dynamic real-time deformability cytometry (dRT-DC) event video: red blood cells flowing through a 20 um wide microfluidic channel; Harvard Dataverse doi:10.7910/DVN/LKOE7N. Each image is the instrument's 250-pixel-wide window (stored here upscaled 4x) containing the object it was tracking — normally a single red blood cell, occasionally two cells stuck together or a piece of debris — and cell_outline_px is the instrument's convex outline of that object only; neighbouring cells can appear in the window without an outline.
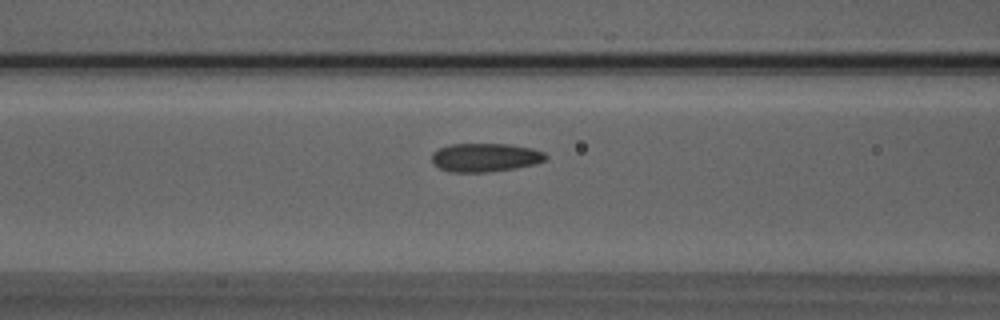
{"species": "Egyptian fruit bat (a non-hibernating species)", "species_latin": "Rousettus aegyptiacus", "temperature_condition": "room temperature", "stored_images_in_passage": 39, "camera_frame_rate_fps": 3000, "um_per_image_px": 0.085, "animal": {"sex": "male"}, "frame": {"image": 1, "passage_image": 8, "time_ms": 2.333, "image_size_px": [1000, 320], "cell_outline_px": [[548, 156], [544, 160], [536, 164], [516, 168], [484, 172], [448, 172], [432, 164], [432, 152], [448, 144], [508, 144], [532, 148], [544, 152]], "centroid_in_image_um": [41.22, 13.38], "position_along_channel_um": 125.4, "area_um2": 19.07}}
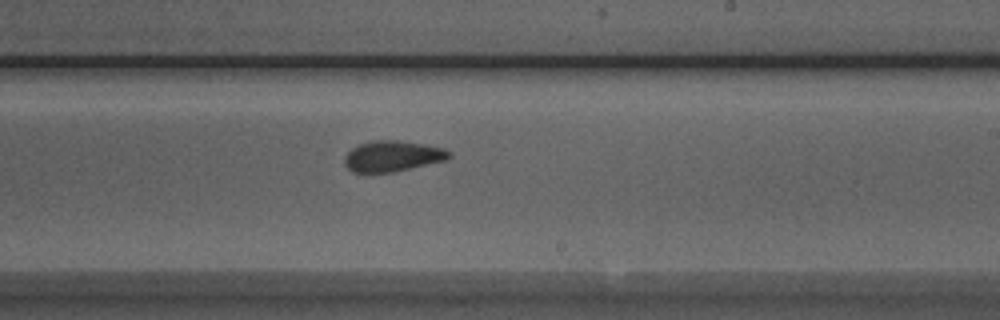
{"frame": {"image": 2, "passage_image": 18, "time_ms": 5.667, "image_size_px": [1000, 320], "cell_outline_px": [[452, 156], [448, 160], [392, 172], [352, 172], [344, 164], [344, 156], [352, 148], [360, 144], [372, 140], [396, 140], [424, 144], [444, 148], [452, 152]], "centroid_in_image_um": [33.39, 13.27], "position_along_channel_um": 255.6, "area_um2": 18.84}}
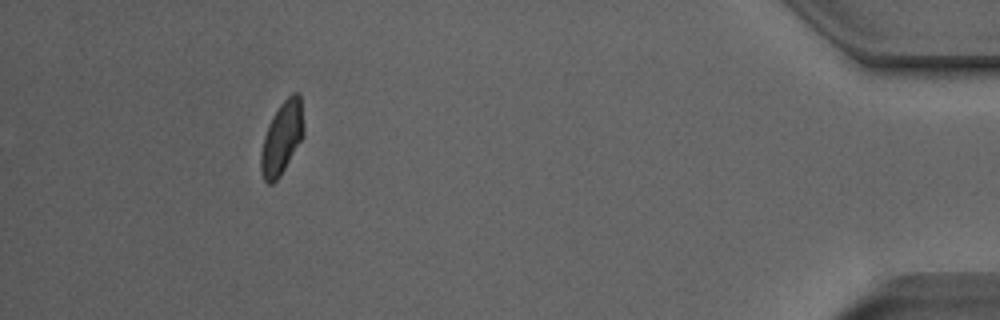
{"frame": {"image": 3, "passage_image": 35, "time_ms": 11.333, "image_size_px": [1000, 320], "cell_outline_px": [[304, 136], [280, 176], [272, 184], [268, 184], [264, 180], [260, 168], [260, 156], [264, 136], [268, 124], [272, 116], [280, 104], [292, 92], [300, 92], [304, 128]], "centroid_in_image_um": [23.97, 11.7], "position_along_channel_um": 411.2, "area_um2": 18.26}, "authors_computed_cell_mechanics": {"area_um2": 18.8428, "velocity_mm_per_s": 3.9144, "shape_relaxation_time_tau1_ms": 8.2866, "shape_relaxation_time_tau2_ms": 1.9575, "deformation_change_tau1": 0.1551, "deformation_change_tau2": 0.0604}}